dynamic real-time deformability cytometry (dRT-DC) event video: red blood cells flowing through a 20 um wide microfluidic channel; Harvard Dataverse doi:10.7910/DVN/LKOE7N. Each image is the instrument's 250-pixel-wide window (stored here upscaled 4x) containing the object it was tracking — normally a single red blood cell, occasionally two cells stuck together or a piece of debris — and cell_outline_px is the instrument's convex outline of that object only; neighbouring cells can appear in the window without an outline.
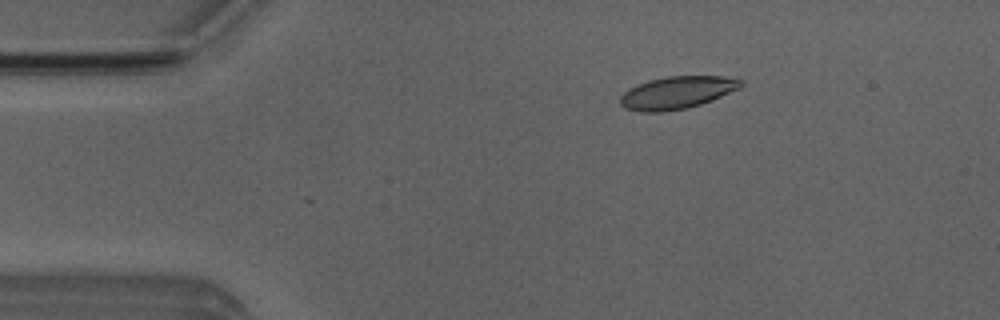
{"species": "Egyptian fruit bat (a non-hibernating species)", "species_latin": "Rousettus aegyptiacus", "temperature_condition": "room temperature", "stored_images_in_passage": 41, "camera_frame_rate_fps": 3000, "um_per_image_px": 0.085, "animal": {"sex": "male"}, "frame": {"image": 1, "passage_image": 9, "time_ms": 2.667, "image_size_px": [1000, 320], "cell_outline_px": [[744, 84], [740, 88], [712, 100], [688, 108], [664, 112], [640, 112], [624, 108], [620, 104], [620, 96], [628, 88], [636, 84], [648, 80], [668, 76], [720, 76], [744, 80]], "centroid_in_image_um": [57.52, 7.87], "position_along_channel_um": 27.5, "area_um2": 23.06}}
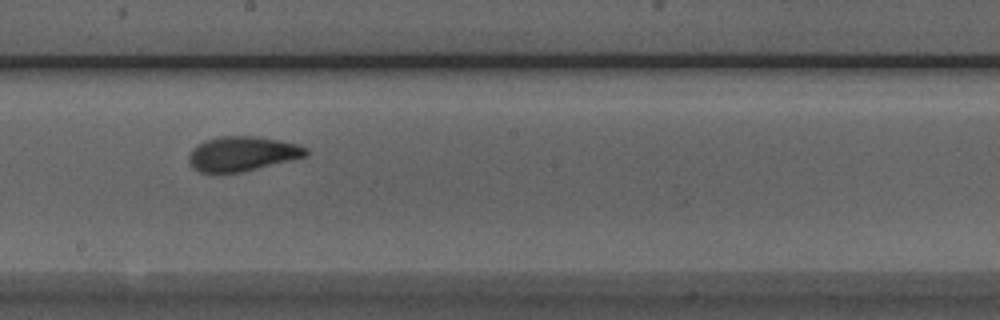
{"frame": {"image": 2, "passage_image": 29, "time_ms": 9.333, "image_size_px": [1000, 320], "cell_outline_px": [[308, 156], [292, 160], [240, 172], [216, 176], [200, 172], [192, 168], [188, 160], [188, 156], [192, 148], [196, 144], [220, 136], [256, 136], [280, 140], [300, 144], [308, 148]], "centroid_in_image_um": [20.57, 13.1], "position_along_channel_um": 227.6, "area_um2": 24.33}}
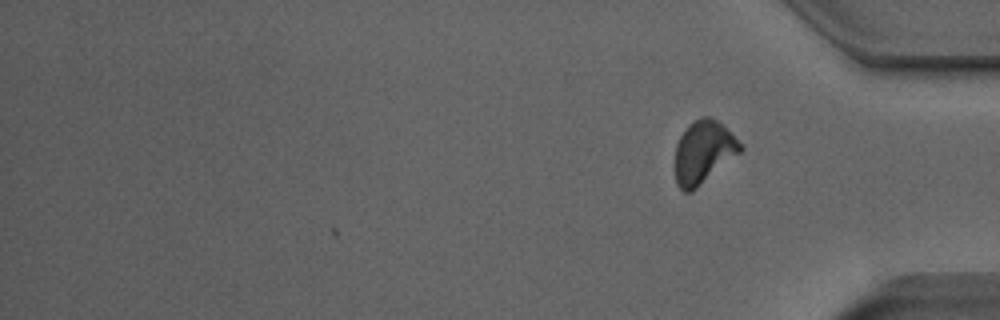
{"frame": {"image": 3, "passage_image": 41, "time_ms": 13.333, "image_size_px": [1000, 320], "cell_outline_px": [[744, 148], [740, 152], [692, 192], [684, 192], [676, 184], [676, 144], [680, 136], [688, 124], [692, 120], [700, 116], [708, 116], [716, 120], [744, 144]], "centroid_in_image_um": [59.79, 12.91], "position_along_channel_um": 375.4, "area_um2": 23.81}, "authors_computed_cell_mechanics": {"area_um2": 23.2934, "velocity_mm_per_s": 3.8535, "shape_relaxation_time_tau1_ms": 2.8221, "shape_relaxation_time_tau2_ms": 1.2969, "deformation_change_tau1": 0.137, "deformation_change_tau2": 0.0733}}